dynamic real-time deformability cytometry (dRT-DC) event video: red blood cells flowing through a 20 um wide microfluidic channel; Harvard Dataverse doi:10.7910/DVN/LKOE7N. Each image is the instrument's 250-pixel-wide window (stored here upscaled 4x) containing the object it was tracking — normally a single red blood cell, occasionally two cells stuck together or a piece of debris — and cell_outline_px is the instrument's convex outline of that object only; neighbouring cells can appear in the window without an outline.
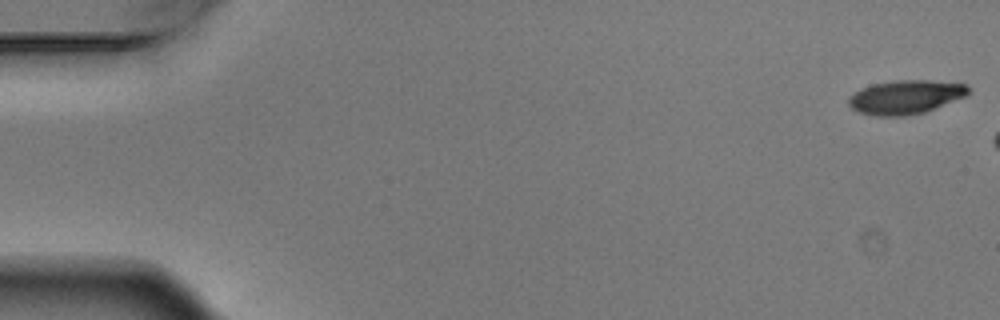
{"species": "Egyptian fruit bat (a non-hibernating species)", "species_latin": "Rousettus aegyptiacus", "temperature_condition": "warm", "stored_images_in_passage": 3, "camera_frame_rate_fps": 3000, "um_per_image_px": 0.085, "animal": {"sex": "male"}, "frame": {"image": 1, "passage_image": 1, "time_ms": 0.0, "image_size_px": [1000, 320], "cell_outline_px": [[968, 92], [964, 96], [924, 112], [908, 116], [876, 116], [860, 112], [852, 108], [848, 104], [848, 96], [872, 84], [896, 80], [928, 80], [968, 84]], "centroid_in_image_um": [76.94, 8.25], "position_along_channel_um": 8.1, "area_um2": 23.35}}